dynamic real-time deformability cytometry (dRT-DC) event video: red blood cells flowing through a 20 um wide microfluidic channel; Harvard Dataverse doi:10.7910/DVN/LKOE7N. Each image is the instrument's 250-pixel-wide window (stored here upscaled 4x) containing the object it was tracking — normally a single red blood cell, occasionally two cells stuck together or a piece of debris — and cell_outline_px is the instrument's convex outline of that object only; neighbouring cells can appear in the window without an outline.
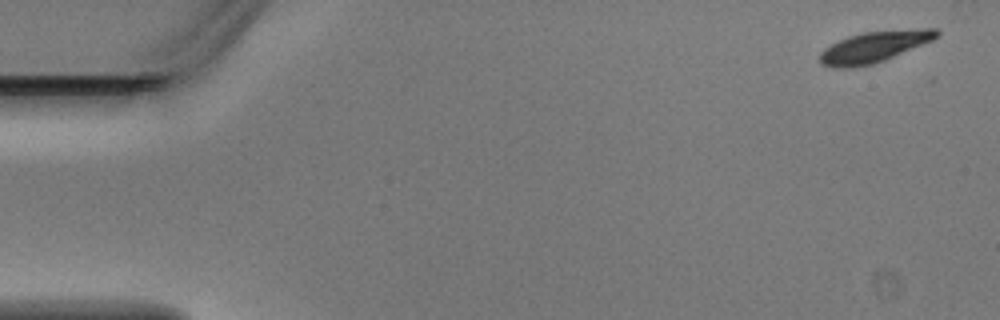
{"species": "Egyptian fruit bat (a non-hibernating species)", "species_latin": "Rousettus aegyptiacus", "temperature_condition": "warm", "stored_images_in_passage": 4, "camera_frame_rate_fps": 3000, "um_per_image_px": 0.085, "animal": {"sex": "male"}, "frame": {"image": 1, "passage_image": 1, "time_ms": 0.0, "image_size_px": [1000, 320], "cell_outline_px": [[940, 36], [932, 40], [884, 60], [872, 64], [852, 68], [832, 68], [824, 64], [820, 60], [820, 52], [824, 48], [848, 36], [864, 32], [920, 28], [936, 28], [940, 32]], "centroid_in_image_um": [74.32, 3.97], "position_along_channel_um": 10.7, "area_um2": 20.98}}
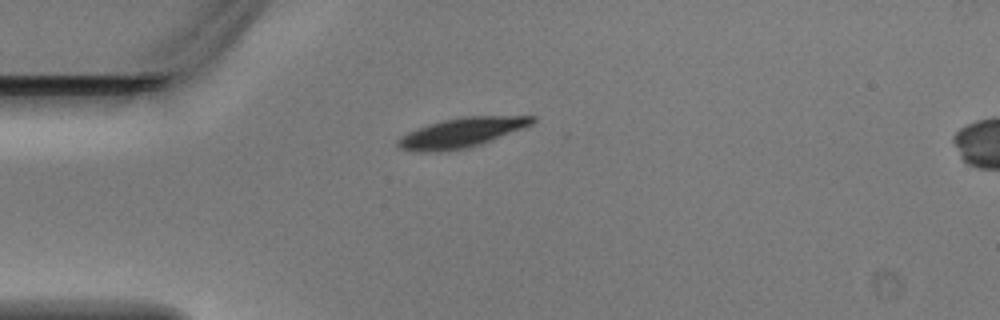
{"frame": {"image": 2, "passage_image": 4, "time_ms": 1.0, "image_size_px": [1000, 320], "cell_outline_px": [[536, 120], [532, 124], [480, 144], [464, 148], [424, 152], [416, 152], [396, 148], [396, 140], [400, 136], [408, 132], [428, 124], [460, 116], [536, 116]], "centroid_in_image_um": [39.16, 11.27], "position_along_channel_um": 45.8, "area_um2": 22.89}}